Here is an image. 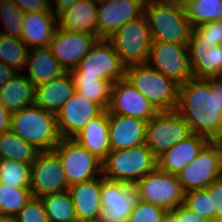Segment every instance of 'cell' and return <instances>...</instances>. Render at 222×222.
I'll use <instances>...</instances> for the list:
<instances>
[{"label": "cell", "mask_w": 222, "mask_h": 222, "mask_svg": "<svg viewBox=\"0 0 222 222\" xmlns=\"http://www.w3.org/2000/svg\"><path fill=\"white\" fill-rule=\"evenodd\" d=\"M189 125L191 133L222 141V112L219 109L212 79H189L179 86L175 109Z\"/></svg>", "instance_id": "cell-1"}, {"label": "cell", "mask_w": 222, "mask_h": 222, "mask_svg": "<svg viewBox=\"0 0 222 222\" xmlns=\"http://www.w3.org/2000/svg\"><path fill=\"white\" fill-rule=\"evenodd\" d=\"M152 41L188 45L192 27L184 7L175 0H146L144 6Z\"/></svg>", "instance_id": "cell-2"}, {"label": "cell", "mask_w": 222, "mask_h": 222, "mask_svg": "<svg viewBox=\"0 0 222 222\" xmlns=\"http://www.w3.org/2000/svg\"><path fill=\"white\" fill-rule=\"evenodd\" d=\"M10 130L40 151H51L61 141L56 114L32 105L12 113Z\"/></svg>", "instance_id": "cell-3"}, {"label": "cell", "mask_w": 222, "mask_h": 222, "mask_svg": "<svg viewBox=\"0 0 222 222\" xmlns=\"http://www.w3.org/2000/svg\"><path fill=\"white\" fill-rule=\"evenodd\" d=\"M125 78L159 111H173L178 103L179 86L146 64L126 67Z\"/></svg>", "instance_id": "cell-4"}, {"label": "cell", "mask_w": 222, "mask_h": 222, "mask_svg": "<svg viewBox=\"0 0 222 222\" xmlns=\"http://www.w3.org/2000/svg\"><path fill=\"white\" fill-rule=\"evenodd\" d=\"M157 167V158L145 144L111 150L102 161V176L111 181L134 185Z\"/></svg>", "instance_id": "cell-5"}, {"label": "cell", "mask_w": 222, "mask_h": 222, "mask_svg": "<svg viewBox=\"0 0 222 222\" xmlns=\"http://www.w3.org/2000/svg\"><path fill=\"white\" fill-rule=\"evenodd\" d=\"M107 40L126 67L147 63L152 38L144 14L124 24Z\"/></svg>", "instance_id": "cell-6"}, {"label": "cell", "mask_w": 222, "mask_h": 222, "mask_svg": "<svg viewBox=\"0 0 222 222\" xmlns=\"http://www.w3.org/2000/svg\"><path fill=\"white\" fill-rule=\"evenodd\" d=\"M69 72L71 77H99L113 84L125 77L126 66L107 39H98Z\"/></svg>", "instance_id": "cell-7"}, {"label": "cell", "mask_w": 222, "mask_h": 222, "mask_svg": "<svg viewBox=\"0 0 222 222\" xmlns=\"http://www.w3.org/2000/svg\"><path fill=\"white\" fill-rule=\"evenodd\" d=\"M189 125L176 111H159L146 124L145 145L158 158L191 135Z\"/></svg>", "instance_id": "cell-8"}, {"label": "cell", "mask_w": 222, "mask_h": 222, "mask_svg": "<svg viewBox=\"0 0 222 222\" xmlns=\"http://www.w3.org/2000/svg\"><path fill=\"white\" fill-rule=\"evenodd\" d=\"M137 199L150 202L168 212L184 202V191L177 175L168 174L158 167L134 184Z\"/></svg>", "instance_id": "cell-9"}, {"label": "cell", "mask_w": 222, "mask_h": 222, "mask_svg": "<svg viewBox=\"0 0 222 222\" xmlns=\"http://www.w3.org/2000/svg\"><path fill=\"white\" fill-rule=\"evenodd\" d=\"M184 192L205 189L222 177V141H209L178 175Z\"/></svg>", "instance_id": "cell-10"}, {"label": "cell", "mask_w": 222, "mask_h": 222, "mask_svg": "<svg viewBox=\"0 0 222 222\" xmlns=\"http://www.w3.org/2000/svg\"><path fill=\"white\" fill-rule=\"evenodd\" d=\"M53 151L62 163L68 187L102 176V161L74 139L62 138Z\"/></svg>", "instance_id": "cell-11"}, {"label": "cell", "mask_w": 222, "mask_h": 222, "mask_svg": "<svg viewBox=\"0 0 222 222\" xmlns=\"http://www.w3.org/2000/svg\"><path fill=\"white\" fill-rule=\"evenodd\" d=\"M147 64L180 85L193 78L188 45L152 41Z\"/></svg>", "instance_id": "cell-12"}, {"label": "cell", "mask_w": 222, "mask_h": 222, "mask_svg": "<svg viewBox=\"0 0 222 222\" xmlns=\"http://www.w3.org/2000/svg\"><path fill=\"white\" fill-rule=\"evenodd\" d=\"M64 168L59 156L53 151H40L31 165L30 189L33 197L68 190Z\"/></svg>", "instance_id": "cell-13"}, {"label": "cell", "mask_w": 222, "mask_h": 222, "mask_svg": "<svg viewBox=\"0 0 222 222\" xmlns=\"http://www.w3.org/2000/svg\"><path fill=\"white\" fill-rule=\"evenodd\" d=\"M136 200L134 185L111 181L102 176V211L97 222H128Z\"/></svg>", "instance_id": "cell-14"}, {"label": "cell", "mask_w": 222, "mask_h": 222, "mask_svg": "<svg viewBox=\"0 0 222 222\" xmlns=\"http://www.w3.org/2000/svg\"><path fill=\"white\" fill-rule=\"evenodd\" d=\"M99 38L84 32H71L57 27L49 48L61 66L70 71L89 52Z\"/></svg>", "instance_id": "cell-15"}, {"label": "cell", "mask_w": 222, "mask_h": 222, "mask_svg": "<svg viewBox=\"0 0 222 222\" xmlns=\"http://www.w3.org/2000/svg\"><path fill=\"white\" fill-rule=\"evenodd\" d=\"M108 114H119L149 121L158 111L124 77L112 84Z\"/></svg>", "instance_id": "cell-16"}, {"label": "cell", "mask_w": 222, "mask_h": 222, "mask_svg": "<svg viewBox=\"0 0 222 222\" xmlns=\"http://www.w3.org/2000/svg\"><path fill=\"white\" fill-rule=\"evenodd\" d=\"M146 0H108L98 4V38L108 39L127 22L144 14Z\"/></svg>", "instance_id": "cell-17"}, {"label": "cell", "mask_w": 222, "mask_h": 222, "mask_svg": "<svg viewBox=\"0 0 222 222\" xmlns=\"http://www.w3.org/2000/svg\"><path fill=\"white\" fill-rule=\"evenodd\" d=\"M102 111L103 109L98 104L74 92L56 114L61 138L73 139L92 118Z\"/></svg>", "instance_id": "cell-18"}, {"label": "cell", "mask_w": 222, "mask_h": 222, "mask_svg": "<svg viewBox=\"0 0 222 222\" xmlns=\"http://www.w3.org/2000/svg\"><path fill=\"white\" fill-rule=\"evenodd\" d=\"M102 176L68 188L78 222H97L102 211Z\"/></svg>", "instance_id": "cell-19"}, {"label": "cell", "mask_w": 222, "mask_h": 222, "mask_svg": "<svg viewBox=\"0 0 222 222\" xmlns=\"http://www.w3.org/2000/svg\"><path fill=\"white\" fill-rule=\"evenodd\" d=\"M111 150H124L145 144L146 124L140 118L108 114Z\"/></svg>", "instance_id": "cell-20"}, {"label": "cell", "mask_w": 222, "mask_h": 222, "mask_svg": "<svg viewBox=\"0 0 222 222\" xmlns=\"http://www.w3.org/2000/svg\"><path fill=\"white\" fill-rule=\"evenodd\" d=\"M210 140L192 133L157 158V167L172 175H178L190 164Z\"/></svg>", "instance_id": "cell-21"}, {"label": "cell", "mask_w": 222, "mask_h": 222, "mask_svg": "<svg viewBox=\"0 0 222 222\" xmlns=\"http://www.w3.org/2000/svg\"><path fill=\"white\" fill-rule=\"evenodd\" d=\"M98 5L93 0H78L57 16L58 28L98 37Z\"/></svg>", "instance_id": "cell-22"}, {"label": "cell", "mask_w": 222, "mask_h": 222, "mask_svg": "<svg viewBox=\"0 0 222 222\" xmlns=\"http://www.w3.org/2000/svg\"><path fill=\"white\" fill-rule=\"evenodd\" d=\"M57 27V16L53 13H24L21 39L29 49L49 47Z\"/></svg>", "instance_id": "cell-23"}, {"label": "cell", "mask_w": 222, "mask_h": 222, "mask_svg": "<svg viewBox=\"0 0 222 222\" xmlns=\"http://www.w3.org/2000/svg\"><path fill=\"white\" fill-rule=\"evenodd\" d=\"M75 87L69 71L35 87V105L57 114L73 95Z\"/></svg>", "instance_id": "cell-24"}, {"label": "cell", "mask_w": 222, "mask_h": 222, "mask_svg": "<svg viewBox=\"0 0 222 222\" xmlns=\"http://www.w3.org/2000/svg\"><path fill=\"white\" fill-rule=\"evenodd\" d=\"M73 139L103 161L111 151L108 111L92 118Z\"/></svg>", "instance_id": "cell-25"}, {"label": "cell", "mask_w": 222, "mask_h": 222, "mask_svg": "<svg viewBox=\"0 0 222 222\" xmlns=\"http://www.w3.org/2000/svg\"><path fill=\"white\" fill-rule=\"evenodd\" d=\"M193 78L212 79L222 76V45L188 44Z\"/></svg>", "instance_id": "cell-26"}, {"label": "cell", "mask_w": 222, "mask_h": 222, "mask_svg": "<svg viewBox=\"0 0 222 222\" xmlns=\"http://www.w3.org/2000/svg\"><path fill=\"white\" fill-rule=\"evenodd\" d=\"M27 79L35 86L60 76L66 70L54 57L49 47L30 49L25 67Z\"/></svg>", "instance_id": "cell-27"}, {"label": "cell", "mask_w": 222, "mask_h": 222, "mask_svg": "<svg viewBox=\"0 0 222 222\" xmlns=\"http://www.w3.org/2000/svg\"><path fill=\"white\" fill-rule=\"evenodd\" d=\"M0 103L11 113L35 104V86L21 72L0 87Z\"/></svg>", "instance_id": "cell-28"}, {"label": "cell", "mask_w": 222, "mask_h": 222, "mask_svg": "<svg viewBox=\"0 0 222 222\" xmlns=\"http://www.w3.org/2000/svg\"><path fill=\"white\" fill-rule=\"evenodd\" d=\"M34 145L24 141L11 130L0 134V159L33 164L38 153Z\"/></svg>", "instance_id": "cell-29"}, {"label": "cell", "mask_w": 222, "mask_h": 222, "mask_svg": "<svg viewBox=\"0 0 222 222\" xmlns=\"http://www.w3.org/2000/svg\"><path fill=\"white\" fill-rule=\"evenodd\" d=\"M75 92L85 99L108 110L111 101L112 83L99 77H72Z\"/></svg>", "instance_id": "cell-30"}, {"label": "cell", "mask_w": 222, "mask_h": 222, "mask_svg": "<svg viewBox=\"0 0 222 222\" xmlns=\"http://www.w3.org/2000/svg\"><path fill=\"white\" fill-rule=\"evenodd\" d=\"M48 222H77L74 205L68 190L40 197Z\"/></svg>", "instance_id": "cell-31"}, {"label": "cell", "mask_w": 222, "mask_h": 222, "mask_svg": "<svg viewBox=\"0 0 222 222\" xmlns=\"http://www.w3.org/2000/svg\"><path fill=\"white\" fill-rule=\"evenodd\" d=\"M192 28L222 21V0H190L183 5Z\"/></svg>", "instance_id": "cell-32"}, {"label": "cell", "mask_w": 222, "mask_h": 222, "mask_svg": "<svg viewBox=\"0 0 222 222\" xmlns=\"http://www.w3.org/2000/svg\"><path fill=\"white\" fill-rule=\"evenodd\" d=\"M29 50L21 38L0 33V62L11 66L16 72L25 70Z\"/></svg>", "instance_id": "cell-33"}, {"label": "cell", "mask_w": 222, "mask_h": 222, "mask_svg": "<svg viewBox=\"0 0 222 222\" xmlns=\"http://www.w3.org/2000/svg\"><path fill=\"white\" fill-rule=\"evenodd\" d=\"M32 197L30 188H16L0 182V214L15 217Z\"/></svg>", "instance_id": "cell-34"}, {"label": "cell", "mask_w": 222, "mask_h": 222, "mask_svg": "<svg viewBox=\"0 0 222 222\" xmlns=\"http://www.w3.org/2000/svg\"><path fill=\"white\" fill-rule=\"evenodd\" d=\"M31 164L0 159V182L16 188H30Z\"/></svg>", "instance_id": "cell-35"}, {"label": "cell", "mask_w": 222, "mask_h": 222, "mask_svg": "<svg viewBox=\"0 0 222 222\" xmlns=\"http://www.w3.org/2000/svg\"><path fill=\"white\" fill-rule=\"evenodd\" d=\"M24 12L11 0H0V23L4 24L5 32L1 34L21 38Z\"/></svg>", "instance_id": "cell-36"}, {"label": "cell", "mask_w": 222, "mask_h": 222, "mask_svg": "<svg viewBox=\"0 0 222 222\" xmlns=\"http://www.w3.org/2000/svg\"><path fill=\"white\" fill-rule=\"evenodd\" d=\"M183 204L207 221H215L213 198L206 189H197L184 192Z\"/></svg>", "instance_id": "cell-37"}, {"label": "cell", "mask_w": 222, "mask_h": 222, "mask_svg": "<svg viewBox=\"0 0 222 222\" xmlns=\"http://www.w3.org/2000/svg\"><path fill=\"white\" fill-rule=\"evenodd\" d=\"M188 44L222 45V21L207 22L194 27Z\"/></svg>", "instance_id": "cell-38"}, {"label": "cell", "mask_w": 222, "mask_h": 222, "mask_svg": "<svg viewBox=\"0 0 222 222\" xmlns=\"http://www.w3.org/2000/svg\"><path fill=\"white\" fill-rule=\"evenodd\" d=\"M168 211L150 202L136 200L128 222H164Z\"/></svg>", "instance_id": "cell-39"}, {"label": "cell", "mask_w": 222, "mask_h": 222, "mask_svg": "<svg viewBox=\"0 0 222 222\" xmlns=\"http://www.w3.org/2000/svg\"><path fill=\"white\" fill-rule=\"evenodd\" d=\"M15 222H48L42 200L32 197L14 217Z\"/></svg>", "instance_id": "cell-40"}, {"label": "cell", "mask_w": 222, "mask_h": 222, "mask_svg": "<svg viewBox=\"0 0 222 222\" xmlns=\"http://www.w3.org/2000/svg\"><path fill=\"white\" fill-rule=\"evenodd\" d=\"M205 189L213 198L215 222H222V177L211 182Z\"/></svg>", "instance_id": "cell-41"}, {"label": "cell", "mask_w": 222, "mask_h": 222, "mask_svg": "<svg viewBox=\"0 0 222 222\" xmlns=\"http://www.w3.org/2000/svg\"><path fill=\"white\" fill-rule=\"evenodd\" d=\"M14 2L24 13L39 12V13H52L50 0H11Z\"/></svg>", "instance_id": "cell-42"}, {"label": "cell", "mask_w": 222, "mask_h": 222, "mask_svg": "<svg viewBox=\"0 0 222 222\" xmlns=\"http://www.w3.org/2000/svg\"><path fill=\"white\" fill-rule=\"evenodd\" d=\"M174 222H207V220L197 213L187 208L184 204L170 210L168 213Z\"/></svg>", "instance_id": "cell-43"}, {"label": "cell", "mask_w": 222, "mask_h": 222, "mask_svg": "<svg viewBox=\"0 0 222 222\" xmlns=\"http://www.w3.org/2000/svg\"><path fill=\"white\" fill-rule=\"evenodd\" d=\"M11 116L12 113L0 103V134L10 130Z\"/></svg>", "instance_id": "cell-44"}, {"label": "cell", "mask_w": 222, "mask_h": 222, "mask_svg": "<svg viewBox=\"0 0 222 222\" xmlns=\"http://www.w3.org/2000/svg\"><path fill=\"white\" fill-rule=\"evenodd\" d=\"M76 1L78 0H50V3L53 2L55 6L54 10L52 6H50V9L53 14L58 16L62 11L71 7Z\"/></svg>", "instance_id": "cell-45"}, {"label": "cell", "mask_w": 222, "mask_h": 222, "mask_svg": "<svg viewBox=\"0 0 222 222\" xmlns=\"http://www.w3.org/2000/svg\"><path fill=\"white\" fill-rule=\"evenodd\" d=\"M15 74L16 71L11 66L0 62V87L7 83Z\"/></svg>", "instance_id": "cell-46"}, {"label": "cell", "mask_w": 222, "mask_h": 222, "mask_svg": "<svg viewBox=\"0 0 222 222\" xmlns=\"http://www.w3.org/2000/svg\"><path fill=\"white\" fill-rule=\"evenodd\" d=\"M213 89L219 105V109L222 112V76L213 78Z\"/></svg>", "instance_id": "cell-47"}, {"label": "cell", "mask_w": 222, "mask_h": 222, "mask_svg": "<svg viewBox=\"0 0 222 222\" xmlns=\"http://www.w3.org/2000/svg\"><path fill=\"white\" fill-rule=\"evenodd\" d=\"M0 222H15L14 217L0 214Z\"/></svg>", "instance_id": "cell-48"}, {"label": "cell", "mask_w": 222, "mask_h": 222, "mask_svg": "<svg viewBox=\"0 0 222 222\" xmlns=\"http://www.w3.org/2000/svg\"><path fill=\"white\" fill-rule=\"evenodd\" d=\"M164 222H174L173 218L168 214V216L165 218Z\"/></svg>", "instance_id": "cell-49"}, {"label": "cell", "mask_w": 222, "mask_h": 222, "mask_svg": "<svg viewBox=\"0 0 222 222\" xmlns=\"http://www.w3.org/2000/svg\"><path fill=\"white\" fill-rule=\"evenodd\" d=\"M175 1H177L179 4H181L183 6L186 2H188L190 0H175Z\"/></svg>", "instance_id": "cell-50"}, {"label": "cell", "mask_w": 222, "mask_h": 222, "mask_svg": "<svg viewBox=\"0 0 222 222\" xmlns=\"http://www.w3.org/2000/svg\"><path fill=\"white\" fill-rule=\"evenodd\" d=\"M93 1L98 5V4L104 3L108 0H93Z\"/></svg>", "instance_id": "cell-51"}]
</instances>
